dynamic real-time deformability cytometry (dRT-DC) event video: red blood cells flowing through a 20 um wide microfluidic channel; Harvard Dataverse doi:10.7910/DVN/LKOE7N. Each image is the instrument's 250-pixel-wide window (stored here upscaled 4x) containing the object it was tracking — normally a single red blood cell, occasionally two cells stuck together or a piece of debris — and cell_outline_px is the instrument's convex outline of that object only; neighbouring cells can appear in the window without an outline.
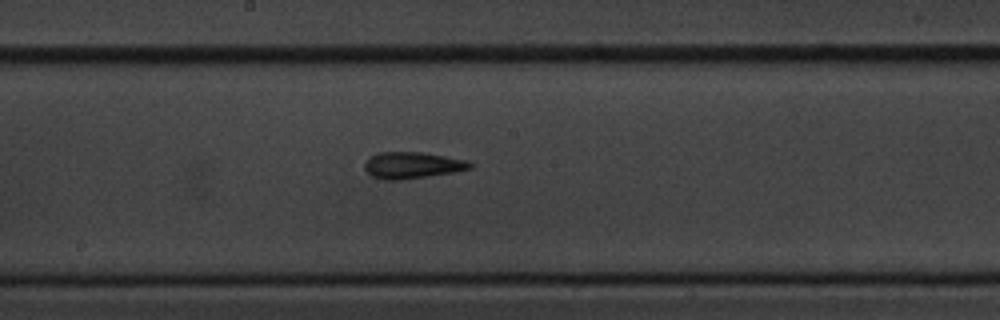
{"species": "common noctule bat (a hibernating species)", "species_latin": "Nyctalus noctula", "temperature_condition": "cold", "stored_images_in_passage": 10, "segment_of_instrument_passage": [2, 2], "camera_frame_rate_fps": 3000, "um_per_image_px": 0.085, "animal": {"sex": "male", "body_mass_g": 20.1, "forearm_length_mm": 53.5}, "frame": {"image": 1, "passage_image": 10, "time_ms": 11.333, "image_size_px": [1000, 320], "cell_outline_px": [[476, 164], [472, 168], [452, 172], [400, 180], [384, 180], [372, 176], [364, 168], [364, 164], [372, 156], [380, 152], [420, 152], [468, 160]], "centroid_in_image_um": [35.07, 14.04], "position_along_channel_um": 213.1, "area_um2": 16.13}}